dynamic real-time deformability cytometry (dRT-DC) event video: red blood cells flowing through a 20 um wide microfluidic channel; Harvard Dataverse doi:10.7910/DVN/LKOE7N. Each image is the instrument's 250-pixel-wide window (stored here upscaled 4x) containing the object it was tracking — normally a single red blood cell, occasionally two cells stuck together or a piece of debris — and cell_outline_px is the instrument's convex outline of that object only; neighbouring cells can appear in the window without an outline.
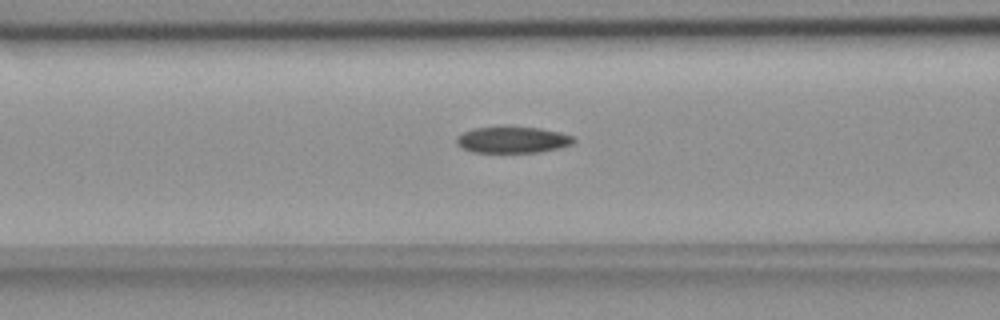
{"species": "common noctule bat (a hibernating species)", "species_latin": "Nyctalus noctula", "temperature_condition": "room temperature", "stored_images_in_passage": 10, "camera_frame_rate_fps": 3000, "um_per_image_px": 0.085, "animal": {"sex": "female", "body_mass_g": 18.4}, "frame": {"image": 1, "passage_image": 5, "time_ms": 1.333, "image_size_px": [1000, 320], "cell_outline_px": [[576, 140], [572, 144], [540, 152], [472, 152], [456, 144], [456, 136], [472, 128], [540, 128], [560, 132], [572, 136]], "centroid_in_image_um": [43.56, 11.9], "position_along_channel_um": 123.0, "area_um2": 17.57}}
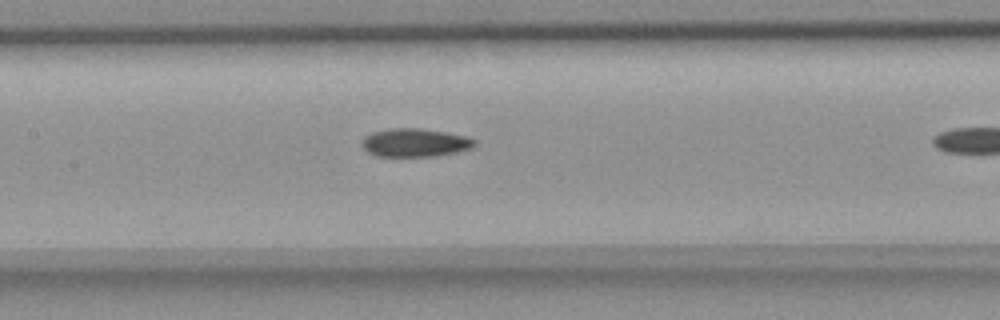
{"frame": {"image": 2, "passage_image": 9, "time_ms": 2.667, "image_size_px": [1000, 320], "cell_outline_px": [[476, 144], [472, 148], [456, 152], [436, 156], [376, 156], [368, 152], [364, 148], [364, 136], [372, 132], [388, 128], [420, 128], [444, 132], [464, 136], [476, 140]], "centroid_in_image_um": [35.28, 12.12], "position_along_channel_um": 172.1, "area_um2": 18.44}}